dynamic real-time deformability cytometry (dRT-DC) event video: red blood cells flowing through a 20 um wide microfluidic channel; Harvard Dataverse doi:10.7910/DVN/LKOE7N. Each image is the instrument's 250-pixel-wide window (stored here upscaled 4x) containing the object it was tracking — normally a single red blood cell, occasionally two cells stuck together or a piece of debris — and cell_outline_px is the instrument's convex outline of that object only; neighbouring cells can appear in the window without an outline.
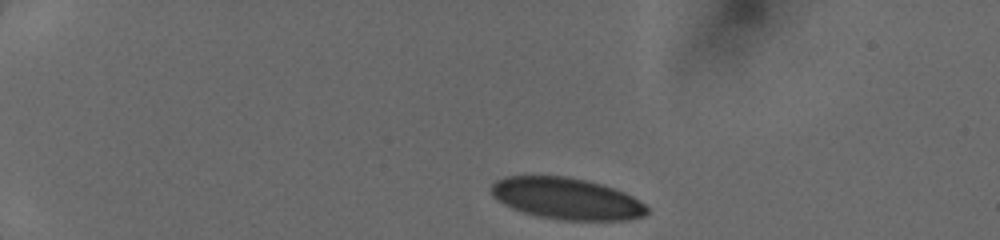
{"species": "human", "species_latin": "Homo sapiens", "temperature_condition": "cold", "stored_images_in_passage": 8, "camera_frame_rate_fps": 3000, "um_per_image_px": 0.085, "donor": {"sex": "female"}, "frame": {"image": 1, "passage_image": 1, "time_ms": 0.0, "image_size_px": [1000, 240], "cell_outline_px": [[648, 212], [644, 216], [628, 220], [564, 220], [540, 216], [524, 212], [512, 208], [504, 204], [492, 196], [492, 184], [496, 180], [504, 176], [568, 176], [600, 184], [624, 192], [632, 196], [644, 204], [648, 208]], "centroid_in_image_um": [48.16, 16.88], "position_along_channel_um": 36.8, "area_um2": 37.45}}